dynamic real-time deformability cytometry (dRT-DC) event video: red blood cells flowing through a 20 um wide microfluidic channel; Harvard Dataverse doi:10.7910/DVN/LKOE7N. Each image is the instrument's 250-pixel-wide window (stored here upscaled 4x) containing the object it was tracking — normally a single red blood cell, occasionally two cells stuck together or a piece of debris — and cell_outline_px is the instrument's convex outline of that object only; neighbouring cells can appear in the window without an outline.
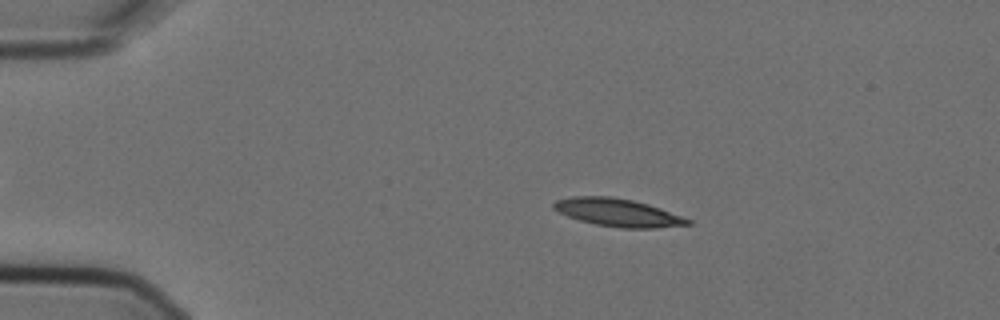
{"species": "Egyptian fruit bat (a non-hibernating species)", "species_latin": "Rousettus aegyptiacus", "temperature_condition": "cold", "stored_images_in_passage": 5, "camera_frame_rate_fps": 3000, "um_per_image_px": 0.085, "animal": {"sex": "female"}, "frame": {"image": 1, "passage_image": 2, "time_ms": 0.333, "image_size_px": [1000, 320], "cell_outline_px": [[692, 224], [652, 228], [620, 228], [596, 224], [580, 220], [568, 216], [552, 208], [552, 204], [556, 200], [572, 196], [612, 196], [632, 200], [648, 204], [660, 208], [692, 220]], "centroid_in_image_um": [52.5, 18.06], "position_along_channel_um": 32.5, "area_um2": 21.62}}
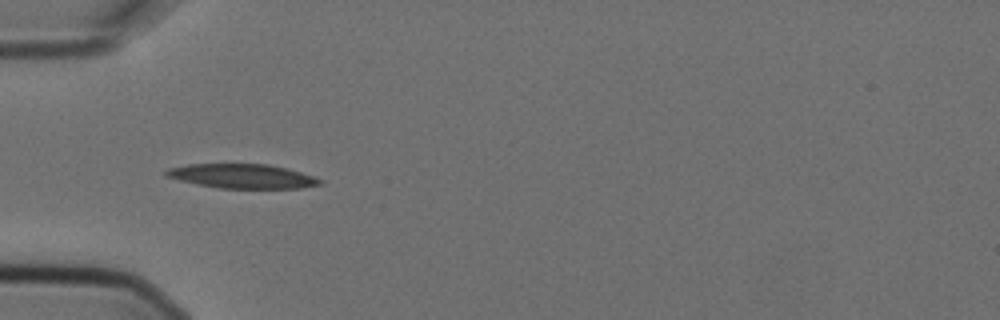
{"frame": {"image": 2, "passage_image": 4, "time_ms": 1.0, "image_size_px": [1000, 320], "cell_outline_px": [[324, 180], [320, 184], [300, 188], [220, 188], [180, 180], [164, 176], [164, 172], [168, 168], [188, 164], [268, 164], [288, 168]], "centroid_in_image_um": [20.59, 14.96], "position_along_channel_um": 64.4, "area_um2": 21.62}}
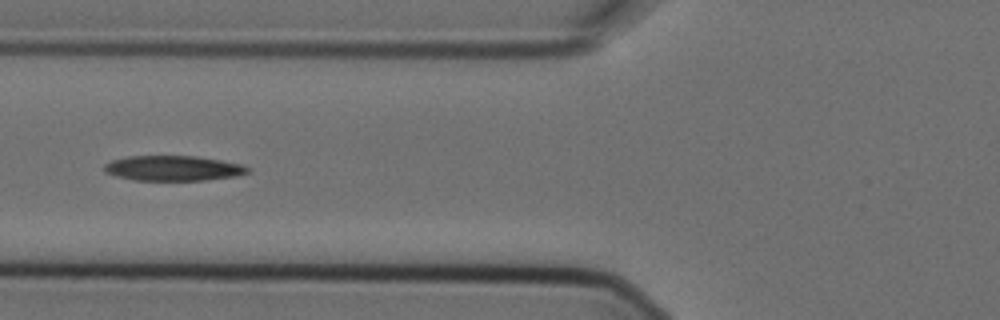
{"frame": {"image": 3, "passage_image": 5, "time_ms": 1.333, "image_size_px": [1000, 320], "cell_outline_px": [[252, 168], [248, 172], [236, 176], [204, 180], [132, 180], [116, 176], [104, 172], [104, 164], [112, 160], [128, 156], [196, 156], [244, 164]], "centroid_in_image_um": [14.73, 14.3], "position_along_channel_um": 111.1, "area_um2": 21.1}}